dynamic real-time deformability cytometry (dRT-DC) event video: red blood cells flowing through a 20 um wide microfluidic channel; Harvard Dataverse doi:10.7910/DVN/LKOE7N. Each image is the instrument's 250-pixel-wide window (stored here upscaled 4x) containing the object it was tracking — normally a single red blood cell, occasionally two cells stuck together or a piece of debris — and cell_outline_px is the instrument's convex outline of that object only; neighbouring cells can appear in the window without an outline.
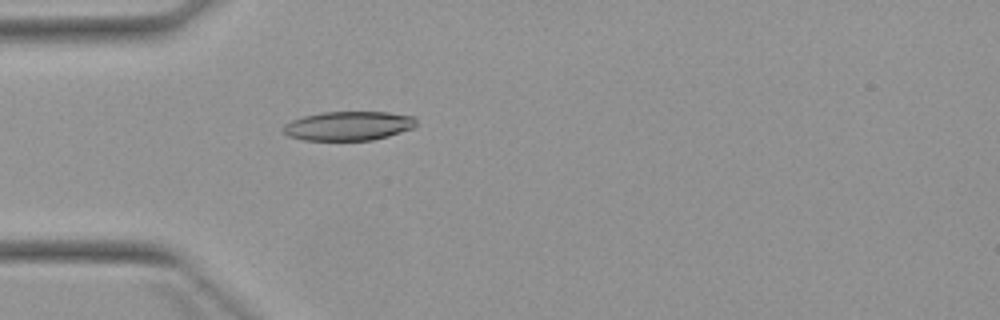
{"species": "Egyptian fruit bat (a non-hibernating species)", "species_latin": "Rousettus aegyptiacus", "temperature_condition": "warm", "stored_images_in_passage": 4, "camera_frame_rate_fps": 3000, "um_per_image_px": 0.085, "animal": {"sex": "female"}, "frame": {"image": 1, "passage_image": 4, "time_ms": 4.667, "image_size_px": [1000, 320], "cell_outline_px": [[416, 124], [412, 128], [388, 136], [372, 140], [304, 140], [288, 136], [280, 132], [280, 128], [284, 124], [292, 120], [304, 116], [320, 112], [388, 112], [416, 116]], "centroid_in_image_um": [29.57, 10.69], "position_along_channel_um": 55.4, "area_um2": 22.77}}